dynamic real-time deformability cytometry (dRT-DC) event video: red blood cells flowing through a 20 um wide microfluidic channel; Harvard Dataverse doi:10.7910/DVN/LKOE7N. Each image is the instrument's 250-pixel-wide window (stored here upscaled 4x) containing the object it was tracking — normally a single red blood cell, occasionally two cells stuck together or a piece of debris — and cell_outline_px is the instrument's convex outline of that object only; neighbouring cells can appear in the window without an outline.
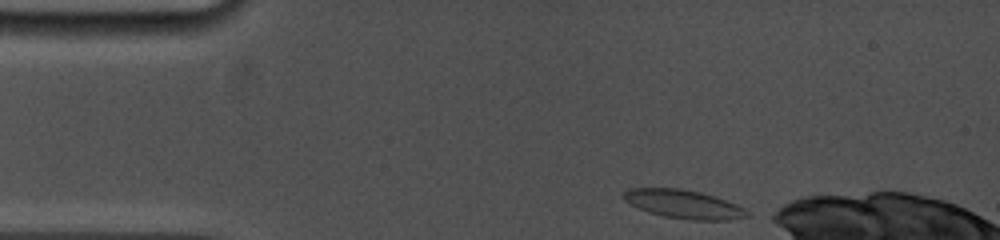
{"species": "common noctule bat (a hibernating species)", "species_latin": "Nyctalus noctula", "temperature_condition": "cold", "stored_images_in_passage": 36, "camera_frame_rate_fps": 5000, "um_per_image_px": 0.085, "animal": {"sex": "female", "body_mass_g": 19.0, "forearm_length_mm": 53.3}, "frame": {"image": 1, "passage_image": 1, "time_ms": 0.0, "image_size_px": [1000, 240], "cell_outline_px": [[752, 216], [728, 220], [688, 220], [664, 216], [648, 212], [624, 200], [624, 192], [628, 188], [680, 188], [700, 192], [736, 204], [744, 208]], "centroid_in_image_um": [58.13, 17.36], "position_along_channel_um": 26.9, "area_um2": 20.4}}
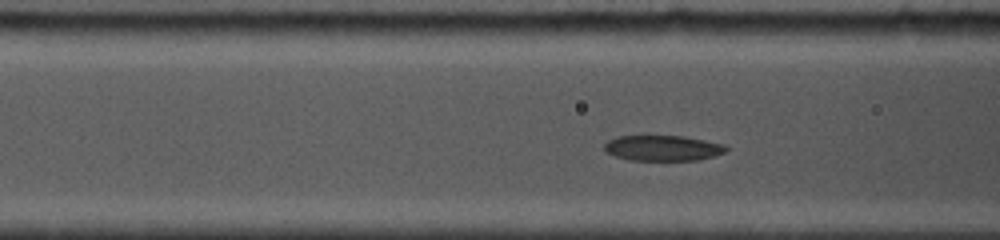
{"frame": {"image": 2, "passage_image": 20, "time_ms": 3.6, "image_size_px": [1000, 240], "cell_outline_px": [[728, 148], [724, 152], [712, 156], [696, 160], [628, 160], [604, 152], [604, 144], [608, 140], [616, 136], [644, 132], [684, 136], [724, 144]], "centroid_in_image_um": [56.22, 12.52], "position_along_channel_um": 110.4, "area_um2": 19.02}}
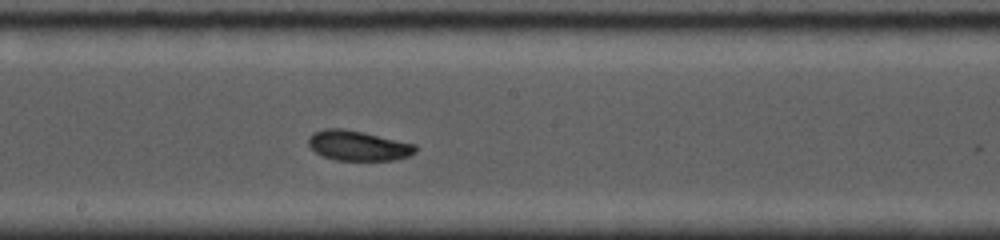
{"frame": {"image": 3, "passage_image": 35, "time_ms": 6.4, "image_size_px": [1000, 240], "cell_outline_px": [[416, 152], [408, 156], [396, 160], [336, 160], [324, 156], [316, 152], [308, 144], [308, 136], [312, 132], [324, 128], [340, 128], [364, 132], [416, 144]], "centroid_in_image_um": [30.43, 12.37], "position_along_channel_um": 217.8, "area_um2": 18.79}}